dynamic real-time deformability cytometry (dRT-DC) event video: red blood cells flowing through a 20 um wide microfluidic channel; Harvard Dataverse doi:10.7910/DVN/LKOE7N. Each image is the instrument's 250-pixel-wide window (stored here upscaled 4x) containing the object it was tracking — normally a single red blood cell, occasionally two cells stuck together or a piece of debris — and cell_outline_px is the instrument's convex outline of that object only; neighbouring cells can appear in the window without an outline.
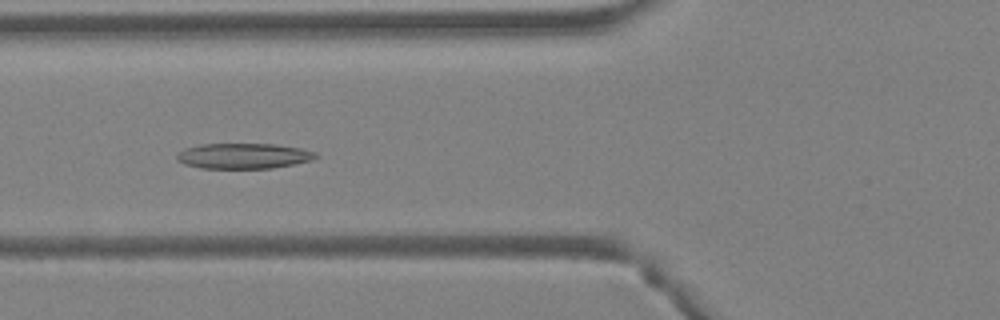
{"species": "Egyptian fruit bat (a non-hibernating species)", "species_latin": "Rousettus aegyptiacus", "temperature_condition": "warm", "stored_images_in_passage": 38, "camera_frame_rate_fps": 3000, "um_per_image_px": 0.085, "animal": {"sex": "female"}, "frame": {"image": 1, "passage_image": 11, "time_ms": 3.333, "image_size_px": [1000, 320], "cell_outline_px": [[320, 156], [312, 160], [272, 168], [200, 168], [184, 164], [176, 160], [176, 152], [184, 148], [200, 144], [276, 144], [300, 148], [316, 152]], "centroid_in_image_um": [20.67, 13.25], "position_along_channel_um": 105.1, "area_um2": 20.75}}
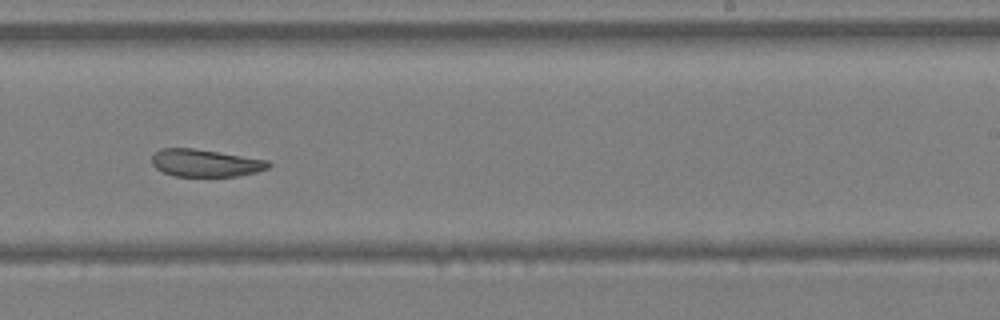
{"frame": {"image": 2, "passage_image": 22, "time_ms": 7.0, "image_size_px": [1000, 320], "cell_outline_px": [[272, 164], [268, 168], [256, 172], [236, 176], [176, 176], [164, 172], [156, 168], [152, 164], [152, 156], [160, 148], [192, 148], [268, 160]], "centroid_in_image_um": [17.45, 13.85], "position_along_channel_um": 271.5, "area_um2": 18.44}}
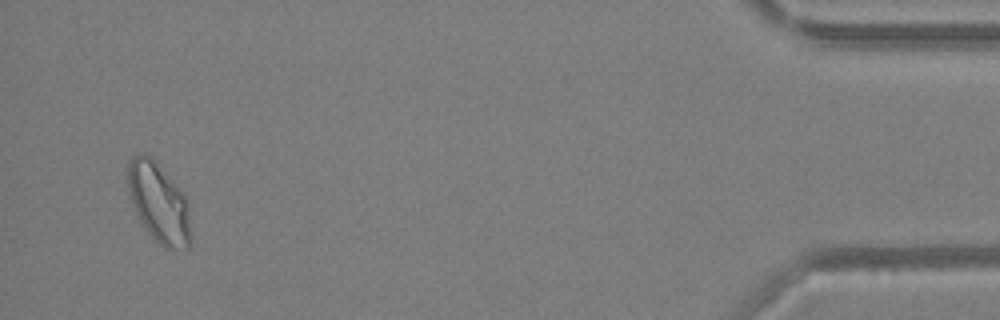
{"frame": {"image": 3, "passage_image": 37, "time_ms": 12.0, "image_size_px": [1000, 320], "cell_outline_px": [[192, 244], [188, 248], [164, 248], [148, 232], [140, 220], [132, 204], [128, 192], [128, 164], [132, 156], [148, 156], [156, 160], [188, 200], [192, 236]], "centroid_in_image_um": [13.54, 17.28], "position_along_channel_um": 421.7, "area_um2": 29.19}, "authors_computed_cell_mechanics": {"area_um2": 21.6172, "velocity_mm_per_s": 4.5545, "shape_relaxation_time_tau1_ms": 8.3334, "shape_relaxation_time_tau2_ms": 5.4642, "deformation_change_tau1": 0.1904, "deformation_change_tau2": 0.113}}